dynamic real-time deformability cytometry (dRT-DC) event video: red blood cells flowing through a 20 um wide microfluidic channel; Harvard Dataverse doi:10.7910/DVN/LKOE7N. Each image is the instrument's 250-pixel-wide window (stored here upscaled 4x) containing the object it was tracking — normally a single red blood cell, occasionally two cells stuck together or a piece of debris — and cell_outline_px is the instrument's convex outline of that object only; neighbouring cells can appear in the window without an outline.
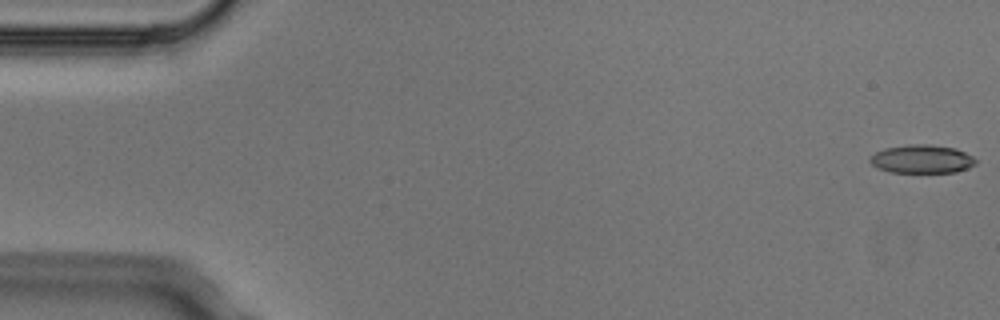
{"species": "Egyptian fruit bat (a non-hibernating species)", "species_latin": "Rousettus aegyptiacus", "temperature_condition": "cold", "stored_images_in_passage": 5, "camera_frame_rate_fps": 3000, "um_per_image_px": 0.085, "animal": {"sex": "male"}, "frame": {"image": 1, "passage_image": 1, "time_ms": 0.0, "image_size_px": [1000, 320], "cell_outline_px": [[976, 164], [968, 168], [956, 172], [888, 172], [876, 168], [868, 160], [876, 152], [884, 148], [912, 144], [928, 144], [956, 148], [972, 156], [976, 160]], "centroid_in_image_um": [78.35, 13.52], "position_along_channel_um": 6.6, "area_um2": 17.51}}